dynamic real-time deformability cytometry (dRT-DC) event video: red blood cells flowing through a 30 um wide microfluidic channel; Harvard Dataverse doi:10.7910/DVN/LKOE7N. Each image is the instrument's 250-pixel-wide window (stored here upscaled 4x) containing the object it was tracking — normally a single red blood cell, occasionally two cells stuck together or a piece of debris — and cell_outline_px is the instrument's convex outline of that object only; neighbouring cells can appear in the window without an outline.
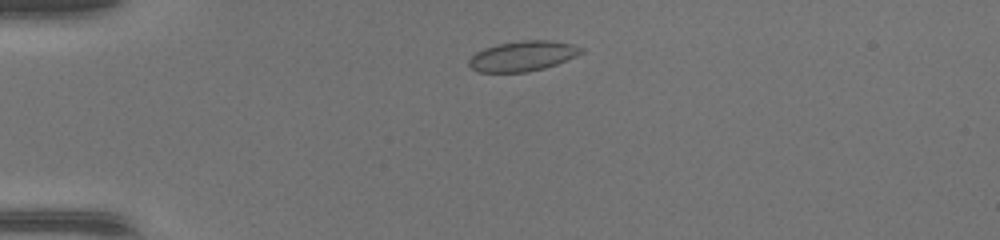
{"species": "common noctule bat (a hibernating species)", "species_latin": "Nyctalus noctula", "temperature_condition": "warm", "stored_images_in_passage": 37, "camera_frame_rate_fps": 3000, "um_per_image_px": 0.085, "animal": {"sex": "female", "body_mass_g": 17.0, "forearm_length_mm": 48.0}, "frame": {"image": 1, "passage_image": 2, "time_ms": 0.333, "image_size_px": [1000, 240], "cell_outline_px": [[584, 52], [576, 56], [556, 64], [544, 68], [528, 72], [476, 72], [468, 64], [468, 60], [476, 52], [484, 48], [496, 44], [520, 40], [552, 40], [572, 44], [584, 48]], "centroid_in_image_um": [44.43, 4.76], "position_along_channel_um": 40.6, "area_um2": 19.88}}
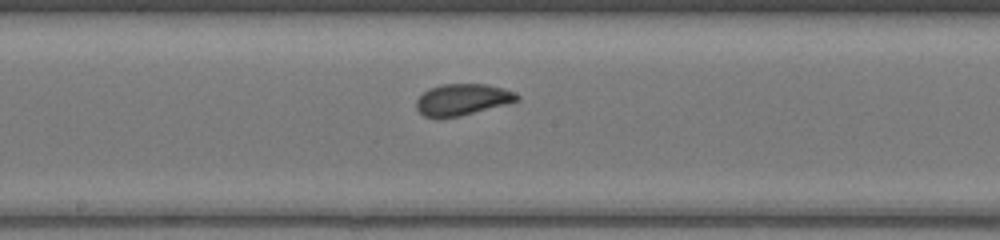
{"frame": {"image": 2, "passage_image": 16, "time_ms": 5.0, "image_size_px": [1000, 240], "cell_outline_px": [[520, 100], [508, 104], [460, 116], [436, 120], [424, 116], [416, 108], [416, 100], [428, 88], [440, 84], [484, 84], [504, 88], [520, 96]], "centroid_in_image_um": [39.27, 8.49], "position_along_channel_um": 208.9, "area_um2": 18.79}}
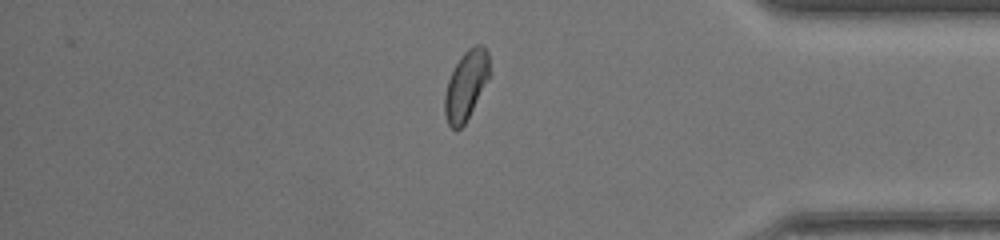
{"frame": {"image": 3, "passage_image": 30, "time_ms": 9.667, "image_size_px": [1000, 240], "cell_outline_px": [[492, 72], [464, 124], [456, 132], [448, 124], [444, 112], [444, 96], [448, 80], [456, 64], [464, 52], [468, 48], [476, 44], [480, 44], [488, 52]], "centroid_in_image_um": [39.63, 7.23], "position_along_channel_um": 395.6, "area_um2": 18.03}}